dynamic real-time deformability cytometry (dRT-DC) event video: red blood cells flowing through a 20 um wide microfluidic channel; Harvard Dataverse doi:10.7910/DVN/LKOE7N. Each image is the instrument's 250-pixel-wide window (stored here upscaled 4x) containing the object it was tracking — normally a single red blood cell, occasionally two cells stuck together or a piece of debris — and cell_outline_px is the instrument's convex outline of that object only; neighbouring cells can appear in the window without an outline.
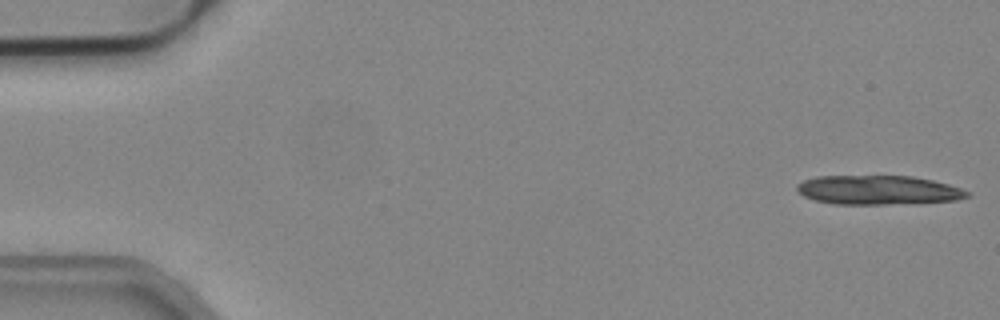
{"species": "common noctule bat (a hibernating species)", "species_latin": "Nyctalus noctula", "temperature_condition": "cold", "stored_images_in_passage": 13, "camera_frame_rate_fps": 3000, "um_per_image_px": 0.085, "animal": {"sex": "male", "body_mass_g": 19.2, "forearm_length_mm": 51.8}, "frame": {"image": 1, "passage_image": 1, "time_ms": 0.0, "image_size_px": [1000, 320], "cell_outline_px": [[972, 196], [956, 200], [884, 204], [832, 204], [816, 200], [804, 196], [796, 188], [796, 184], [804, 180], [816, 176], [912, 176], [932, 180], [948, 184], [960, 188], [968, 192]], "centroid_in_image_um": [74.63, 16.15], "position_along_channel_um": 10.4, "area_um2": 28.73}}